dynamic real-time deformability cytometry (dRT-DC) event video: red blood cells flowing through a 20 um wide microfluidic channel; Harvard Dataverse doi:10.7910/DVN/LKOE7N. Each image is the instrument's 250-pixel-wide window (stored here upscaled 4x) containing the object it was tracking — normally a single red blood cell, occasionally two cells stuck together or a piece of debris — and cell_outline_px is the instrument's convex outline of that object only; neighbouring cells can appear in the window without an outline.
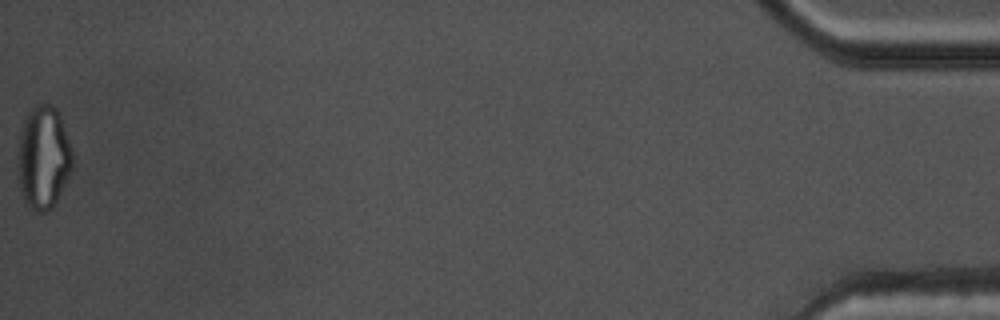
{"species": "common noctule bat (a hibernating species)", "species_latin": "Nyctalus noctula", "temperature_condition": "warm", "stored_images_in_passage": 53, "camera_frame_rate_fps": 3000, "um_per_image_px": 0.085, "animal": {"sex": "male", "body_mass_g": 17.5, "forearm_length_mm": 52.3}, "frame": {"image": 1, "passage_image": 53, "time_ms": 17.333, "image_size_px": [1000, 320], "cell_outline_px": [[72, 168], [52, 208], [48, 212], [36, 212], [28, 208], [24, 204], [20, 192], [16, 168], [16, 152], [20, 132], [24, 120], [28, 112], [36, 104], [52, 104], [56, 108], [60, 116], [72, 148]], "centroid_in_image_um": [3.63, 13.42], "position_along_channel_um": 431.6, "area_um2": 33.52}, "authors_computed_cell_mechanics": {"area_um2": 24.1026, "velocity_mm_per_s": 3.8053, "shape_relaxation_time_tau1_ms": null, "shape_relaxation_time_tau2_ms": 3.5796, "deformation_change_tau1": null, "deformation_change_tau2": 0.1043}}